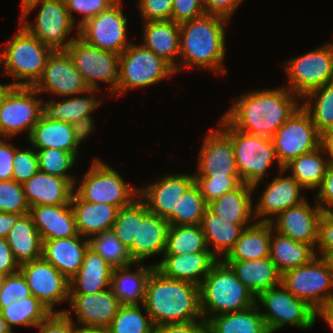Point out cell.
Returning a JSON list of instances; mask_svg holds the SVG:
<instances>
[{
	"mask_svg": "<svg viewBox=\"0 0 333 333\" xmlns=\"http://www.w3.org/2000/svg\"><path fill=\"white\" fill-rule=\"evenodd\" d=\"M301 98L285 85L252 90L234 99L223 117L249 134L272 138L281 125L301 106Z\"/></svg>",
	"mask_w": 333,
	"mask_h": 333,
	"instance_id": "6da1fadb",
	"label": "cell"
},
{
	"mask_svg": "<svg viewBox=\"0 0 333 333\" xmlns=\"http://www.w3.org/2000/svg\"><path fill=\"white\" fill-rule=\"evenodd\" d=\"M229 22V19L222 16L205 13L179 24L180 54L175 73L197 67L205 71L208 69L217 75H225V27Z\"/></svg>",
	"mask_w": 333,
	"mask_h": 333,
	"instance_id": "7a4b0ae2",
	"label": "cell"
},
{
	"mask_svg": "<svg viewBox=\"0 0 333 333\" xmlns=\"http://www.w3.org/2000/svg\"><path fill=\"white\" fill-rule=\"evenodd\" d=\"M143 305L155 327L204 321L199 286L167 278L156 268L148 278Z\"/></svg>",
	"mask_w": 333,
	"mask_h": 333,
	"instance_id": "3957f363",
	"label": "cell"
},
{
	"mask_svg": "<svg viewBox=\"0 0 333 333\" xmlns=\"http://www.w3.org/2000/svg\"><path fill=\"white\" fill-rule=\"evenodd\" d=\"M200 310L203 320L238 312L256 304L254 294L236 277L224 260H218L199 285Z\"/></svg>",
	"mask_w": 333,
	"mask_h": 333,
	"instance_id": "277c9868",
	"label": "cell"
},
{
	"mask_svg": "<svg viewBox=\"0 0 333 333\" xmlns=\"http://www.w3.org/2000/svg\"><path fill=\"white\" fill-rule=\"evenodd\" d=\"M52 51L19 24V30L0 49L3 75L12 76V86L33 87L42 76Z\"/></svg>",
	"mask_w": 333,
	"mask_h": 333,
	"instance_id": "5b68a950",
	"label": "cell"
},
{
	"mask_svg": "<svg viewBox=\"0 0 333 333\" xmlns=\"http://www.w3.org/2000/svg\"><path fill=\"white\" fill-rule=\"evenodd\" d=\"M218 124L232 137L238 173L243 183L252 185L253 191L269 175L268 171L273 163H276L278 172L284 169L277 158L272 138L235 129L223 116Z\"/></svg>",
	"mask_w": 333,
	"mask_h": 333,
	"instance_id": "8992f818",
	"label": "cell"
},
{
	"mask_svg": "<svg viewBox=\"0 0 333 333\" xmlns=\"http://www.w3.org/2000/svg\"><path fill=\"white\" fill-rule=\"evenodd\" d=\"M74 192L84 201L111 204L119 209L139 197V187L127 184L114 168L95 157Z\"/></svg>",
	"mask_w": 333,
	"mask_h": 333,
	"instance_id": "52a82bcc",
	"label": "cell"
},
{
	"mask_svg": "<svg viewBox=\"0 0 333 333\" xmlns=\"http://www.w3.org/2000/svg\"><path fill=\"white\" fill-rule=\"evenodd\" d=\"M175 73L174 68L142 44L131 43L119 57L116 96L157 84Z\"/></svg>",
	"mask_w": 333,
	"mask_h": 333,
	"instance_id": "ba28073f",
	"label": "cell"
},
{
	"mask_svg": "<svg viewBox=\"0 0 333 333\" xmlns=\"http://www.w3.org/2000/svg\"><path fill=\"white\" fill-rule=\"evenodd\" d=\"M256 305L269 333H276L287 325L306 331L316 324L315 309L291 294L281 283L261 292L256 297Z\"/></svg>",
	"mask_w": 333,
	"mask_h": 333,
	"instance_id": "9c48e42d",
	"label": "cell"
},
{
	"mask_svg": "<svg viewBox=\"0 0 333 333\" xmlns=\"http://www.w3.org/2000/svg\"><path fill=\"white\" fill-rule=\"evenodd\" d=\"M281 284L316 310L333 302V260L315 256L308 264L283 273Z\"/></svg>",
	"mask_w": 333,
	"mask_h": 333,
	"instance_id": "30bf717a",
	"label": "cell"
},
{
	"mask_svg": "<svg viewBox=\"0 0 333 333\" xmlns=\"http://www.w3.org/2000/svg\"><path fill=\"white\" fill-rule=\"evenodd\" d=\"M38 6L36 20L32 23L27 17ZM19 24L53 50H66L79 36V27L71 19L65 0H43L35 4L20 16ZM73 29H76L77 36L70 38L68 35Z\"/></svg>",
	"mask_w": 333,
	"mask_h": 333,
	"instance_id": "8fae6325",
	"label": "cell"
},
{
	"mask_svg": "<svg viewBox=\"0 0 333 333\" xmlns=\"http://www.w3.org/2000/svg\"><path fill=\"white\" fill-rule=\"evenodd\" d=\"M66 51L90 89H100L101 91L99 85L102 82L109 86L106 94H110V97L116 96L119 80V54L92 46L79 36L74 39Z\"/></svg>",
	"mask_w": 333,
	"mask_h": 333,
	"instance_id": "7c38bea8",
	"label": "cell"
},
{
	"mask_svg": "<svg viewBox=\"0 0 333 333\" xmlns=\"http://www.w3.org/2000/svg\"><path fill=\"white\" fill-rule=\"evenodd\" d=\"M291 92L301 99L310 91L333 81V54L326 43L283 63Z\"/></svg>",
	"mask_w": 333,
	"mask_h": 333,
	"instance_id": "4fadbf2b",
	"label": "cell"
},
{
	"mask_svg": "<svg viewBox=\"0 0 333 333\" xmlns=\"http://www.w3.org/2000/svg\"><path fill=\"white\" fill-rule=\"evenodd\" d=\"M39 95L34 87H11L0 104V137L11 139L25 131L29 137L42 115Z\"/></svg>",
	"mask_w": 333,
	"mask_h": 333,
	"instance_id": "5bb4252c",
	"label": "cell"
},
{
	"mask_svg": "<svg viewBox=\"0 0 333 333\" xmlns=\"http://www.w3.org/2000/svg\"><path fill=\"white\" fill-rule=\"evenodd\" d=\"M272 141L284 168L296 157L317 149L324 137L317 131L309 113L300 106L276 131Z\"/></svg>",
	"mask_w": 333,
	"mask_h": 333,
	"instance_id": "9a60e30c",
	"label": "cell"
},
{
	"mask_svg": "<svg viewBox=\"0 0 333 333\" xmlns=\"http://www.w3.org/2000/svg\"><path fill=\"white\" fill-rule=\"evenodd\" d=\"M122 0L87 20L79 27V37L101 50L121 54L132 42H128V19L122 10Z\"/></svg>",
	"mask_w": 333,
	"mask_h": 333,
	"instance_id": "2e32d148",
	"label": "cell"
},
{
	"mask_svg": "<svg viewBox=\"0 0 333 333\" xmlns=\"http://www.w3.org/2000/svg\"><path fill=\"white\" fill-rule=\"evenodd\" d=\"M19 271L23 274L31 294L51 313H59L54 307L65 300L69 301V280L42 257L20 265Z\"/></svg>",
	"mask_w": 333,
	"mask_h": 333,
	"instance_id": "e0dca14e",
	"label": "cell"
},
{
	"mask_svg": "<svg viewBox=\"0 0 333 333\" xmlns=\"http://www.w3.org/2000/svg\"><path fill=\"white\" fill-rule=\"evenodd\" d=\"M33 87L40 95L48 92L59 99L82 94L90 89L66 50L52 51L42 76Z\"/></svg>",
	"mask_w": 333,
	"mask_h": 333,
	"instance_id": "ac0fdd59",
	"label": "cell"
},
{
	"mask_svg": "<svg viewBox=\"0 0 333 333\" xmlns=\"http://www.w3.org/2000/svg\"><path fill=\"white\" fill-rule=\"evenodd\" d=\"M207 132L198 153L194 176H240L236 167L232 137L220 125Z\"/></svg>",
	"mask_w": 333,
	"mask_h": 333,
	"instance_id": "d6986e66",
	"label": "cell"
},
{
	"mask_svg": "<svg viewBox=\"0 0 333 333\" xmlns=\"http://www.w3.org/2000/svg\"><path fill=\"white\" fill-rule=\"evenodd\" d=\"M68 303L69 310L60 309L59 313H65L71 319L75 315L76 326L105 328L109 327L121 306L111 288L97 293L69 294Z\"/></svg>",
	"mask_w": 333,
	"mask_h": 333,
	"instance_id": "ffe728a7",
	"label": "cell"
},
{
	"mask_svg": "<svg viewBox=\"0 0 333 333\" xmlns=\"http://www.w3.org/2000/svg\"><path fill=\"white\" fill-rule=\"evenodd\" d=\"M286 171H279L280 176L265 182L266 188L254 205L256 222H270L280 212L300 205L307 198L301 192L305 190L290 174L283 176ZM260 218V219H259Z\"/></svg>",
	"mask_w": 333,
	"mask_h": 333,
	"instance_id": "44dd1931",
	"label": "cell"
},
{
	"mask_svg": "<svg viewBox=\"0 0 333 333\" xmlns=\"http://www.w3.org/2000/svg\"><path fill=\"white\" fill-rule=\"evenodd\" d=\"M194 183V174H165L153 183L139 187V197L148 210L169 220L177 210L180 197Z\"/></svg>",
	"mask_w": 333,
	"mask_h": 333,
	"instance_id": "7402d4cb",
	"label": "cell"
},
{
	"mask_svg": "<svg viewBox=\"0 0 333 333\" xmlns=\"http://www.w3.org/2000/svg\"><path fill=\"white\" fill-rule=\"evenodd\" d=\"M169 228L168 220L150 212L146 203L138 197L137 240L128 249L133 262H144L154 255L163 257Z\"/></svg>",
	"mask_w": 333,
	"mask_h": 333,
	"instance_id": "603a6c76",
	"label": "cell"
},
{
	"mask_svg": "<svg viewBox=\"0 0 333 333\" xmlns=\"http://www.w3.org/2000/svg\"><path fill=\"white\" fill-rule=\"evenodd\" d=\"M323 210L315 203L311 206L307 199L300 205L280 212L270 223L278 233L316 248L318 223ZM275 219V220H274Z\"/></svg>",
	"mask_w": 333,
	"mask_h": 333,
	"instance_id": "cb8c5ba5",
	"label": "cell"
},
{
	"mask_svg": "<svg viewBox=\"0 0 333 333\" xmlns=\"http://www.w3.org/2000/svg\"><path fill=\"white\" fill-rule=\"evenodd\" d=\"M219 259L211 251L184 255L163 254L158 263H152L165 277L200 285Z\"/></svg>",
	"mask_w": 333,
	"mask_h": 333,
	"instance_id": "d4e9b609",
	"label": "cell"
},
{
	"mask_svg": "<svg viewBox=\"0 0 333 333\" xmlns=\"http://www.w3.org/2000/svg\"><path fill=\"white\" fill-rule=\"evenodd\" d=\"M89 247V239L81 235L43 240L42 258L70 280L81 268Z\"/></svg>",
	"mask_w": 333,
	"mask_h": 333,
	"instance_id": "484cf974",
	"label": "cell"
},
{
	"mask_svg": "<svg viewBox=\"0 0 333 333\" xmlns=\"http://www.w3.org/2000/svg\"><path fill=\"white\" fill-rule=\"evenodd\" d=\"M29 214L42 240L79 235L71 204L33 206Z\"/></svg>",
	"mask_w": 333,
	"mask_h": 333,
	"instance_id": "4316f807",
	"label": "cell"
},
{
	"mask_svg": "<svg viewBox=\"0 0 333 333\" xmlns=\"http://www.w3.org/2000/svg\"><path fill=\"white\" fill-rule=\"evenodd\" d=\"M70 204L79 235L88 239L112 230L119 211L118 207L111 204L84 201L75 192L72 194Z\"/></svg>",
	"mask_w": 333,
	"mask_h": 333,
	"instance_id": "83f0119b",
	"label": "cell"
},
{
	"mask_svg": "<svg viewBox=\"0 0 333 333\" xmlns=\"http://www.w3.org/2000/svg\"><path fill=\"white\" fill-rule=\"evenodd\" d=\"M22 185L29 207L70 204L74 192L67 179L40 170Z\"/></svg>",
	"mask_w": 333,
	"mask_h": 333,
	"instance_id": "f1b7e54d",
	"label": "cell"
},
{
	"mask_svg": "<svg viewBox=\"0 0 333 333\" xmlns=\"http://www.w3.org/2000/svg\"><path fill=\"white\" fill-rule=\"evenodd\" d=\"M134 265L135 271L130 269ZM155 268L153 264L145 266L144 262L113 268L111 289L121 305H143L147 281Z\"/></svg>",
	"mask_w": 333,
	"mask_h": 333,
	"instance_id": "f546056e",
	"label": "cell"
},
{
	"mask_svg": "<svg viewBox=\"0 0 333 333\" xmlns=\"http://www.w3.org/2000/svg\"><path fill=\"white\" fill-rule=\"evenodd\" d=\"M142 45L174 69L179 64L180 29L172 20L143 22Z\"/></svg>",
	"mask_w": 333,
	"mask_h": 333,
	"instance_id": "4dcf8cb0",
	"label": "cell"
},
{
	"mask_svg": "<svg viewBox=\"0 0 333 333\" xmlns=\"http://www.w3.org/2000/svg\"><path fill=\"white\" fill-rule=\"evenodd\" d=\"M113 267L90 247L79 271L69 280V294H90L111 288Z\"/></svg>",
	"mask_w": 333,
	"mask_h": 333,
	"instance_id": "1f68e13d",
	"label": "cell"
},
{
	"mask_svg": "<svg viewBox=\"0 0 333 333\" xmlns=\"http://www.w3.org/2000/svg\"><path fill=\"white\" fill-rule=\"evenodd\" d=\"M100 90L88 89L86 92L70 97L65 100H47L42 99V116L48 120L64 121L73 124L82 117L92 116V113L100 108L102 99H98L96 92ZM83 95V96H81ZM78 96V97H77Z\"/></svg>",
	"mask_w": 333,
	"mask_h": 333,
	"instance_id": "d6a6232c",
	"label": "cell"
},
{
	"mask_svg": "<svg viewBox=\"0 0 333 333\" xmlns=\"http://www.w3.org/2000/svg\"><path fill=\"white\" fill-rule=\"evenodd\" d=\"M27 141L36 151L53 148L73 153L77 158L79 157L80 146L74 138L72 125L64 121L48 120L41 115Z\"/></svg>",
	"mask_w": 333,
	"mask_h": 333,
	"instance_id": "836d02e7",
	"label": "cell"
},
{
	"mask_svg": "<svg viewBox=\"0 0 333 333\" xmlns=\"http://www.w3.org/2000/svg\"><path fill=\"white\" fill-rule=\"evenodd\" d=\"M236 277L257 297L281 283V274L270 257L246 261H225Z\"/></svg>",
	"mask_w": 333,
	"mask_h": 333,
	"instance_id": "e575fe53",
	"label": "cell"
},
{
	"mask_svg": "<svg viewBox=\"0 0 333 333\" xmlns=\"http://www.w3.org/2000/svg\"><path fill=\"white\" fill-rule=\"evenodd\" d=\"M253 187L242 183L233 191L223 194L208 207L230 224H254ZM252 219L253 222H252ZM252 222V223H251Z\"/></svg>",
	"mask_w": 333,
	"mask_h": 333,
	"instance_id": "d590c367",
	"label": "cell"
},
{
	"mask_svg": "<svg viewBox=\"0 0 333 333\" xmlns=\"http://www.w3.org/2000/svg\"><path fill=\"white\" fill-rule=\"evenodd\" d=\"M252 224H230L207 207L201 222L208 249L223 260L235 246L242 231ZM211 246V247H210ZM222 256V257H221Z\"/></svg>",
	"mask_w": 333,
	"mask_h": 333,
	"instance_id": "8d00e7d4",
	"label": "cell"
},
{
	"mask_svg": "<svg viewBox=\"0 0 333 333\" xmlns=\"http://www.w3.org/2000/svg\"><path fill=\"white\" fill-rule=\"evenodd\" d=\"M330 164L329 152L323 142L317 149L293 159L284 170L289 171L305 190L315 191L320 187Z\"/></svg>",
	"mask_w": 333,
	"mask_h": 333,
	"instance_id": "74e56055",
	"label": "cell"
},
{
	"mask_svg": "<svg viewBox=\"0 0 333 333\" xmlns=\"http://www.w3.org/2000/svg\"><path fill=\"white\" fill-rule=\"evenodd\" d=\"M315 256V249L311 245L284 236L272 226L269 257L281 275L288 270L308 264Z\"/></svg>",
	"mask_w": 333,
	"mask_h": 333,
	"instance_id": "f35d334b",
	"label": "cell"
},
{
	"mask_svg": "<svg viewBox=\"0 0 333 333\" xmlns=\"http://www.w3.org/2000/svg\"><path fill=\"white\" fill-rule=\"evenodd\" d=\"M6 241L19 265L42 257L43 240L29 213L12 226Z\"/></svg>",
	"mask_w": 333,
	"mask_h": 333,
	"instance_id": "ab89813d",
	"label": "cell"
},
{
	"mask_svg": "<svg viewBox=\"0 0 333 333\" xmlns=\"http://www.w3.org/2000/svg\"><path fill=\"white\" fill-rule=\"evenodd\" d=\"M270 222H256L245 228L224 261H246L269 257Z\"/></svg>",
	"mask_w": 333,
	"mask_h": 333,
	"instance_id": "60d3db41",
	"label": "cell"
},
{
	"mask_svg": "<svg viewBox=\"0 0 333 333\" xmlns=\"http://www.w3.org/2000/svg\"><path fill=\"white\" fill-rule=\"evenodd\" d=\"M206 323L208 333H269L256 304L238 312L210 317Z\"/></svg>",
	"mask_w": 333,
	"mask_h": 333,
	"instance_id": "b9f144b4",
	"label": "cell"
},
{
	"mask_svg": "<svg viewBox=\"0 0 333 333\" xmlns=\"http://www.w3.org/2000/svg\"><path fill=\"white\" fill-rule=\"evenodd\" d=\"M301 102L323 137L333 132V81L310 91Z\"/></svg>",
	"mask_w": 333,
	"mask_h": 333,
	"instance_id": "7bdbcfd3",
	"label": "cell"
},
{
	"mask_svg": "<svg viewBox=\"0 0 333 333\" xmlns=\"http://www.w3.org/2000/svg\"><path fill=\"white\" fill-rule=\"evenodd\" d=\"M2 317L13 331L15 326L33 327L46 319L51 312L33 295L12 301L0 310Z\"/></svg>",
	"mask_w": 333,
	"mask_h": 333,
	"instance_id": "ee69618b",
	"label": "cell"
},
{
	"mask_svg": "<svg viewBox=\"0 0 333 333\" xmlns=\"http://www.w3.org/2000/svg\"><path fill=\"white\" fill-rule=\"evenodd\" d=\"M208 249L201 225H170L164 254L184 255Z\"/></svg>",
	"mask_w": 333,
	"mask_h": 333,
	"instance_id": "f6af8a7d",
	"label": "cell"
},
{
	"mask_svg": "<svg viewBox=\"0 0 333 333\" xmlns=\"http://www.w3.org/2000/svg\"><path fill=\"white\" fill-rule=\"evenodd\" d=\"M140 307L144 308L146 315ZM108 328L111 333H154L155 331L144 305H121Z\"/></svg>",
	"mask_w": 333,
	"mask_h": 333,
	"instance_id": "bcb514c9",
	"label": "cell"
},
{
	"mask_svg": "<svg viewBox=\"0 0 333 333\" xmlns=\"http://www.w3.org/2000/svg\"><path fill=\"white\" fill-rule=\"evenodd\" d=\"M207 207L198 186L193 183L180 197L177 210L168 222L170 225H201Z\"/></svg>",
	"mask_w": 333,
	"mask_h": 333,
	"instance_id": "7dc6e473",
	"label": "cell"
},
{
	"mask_svg": "<svg viewBox=\"0 0 333 333\" xmlns=\"http://www.w3.org/2000/svg\"><path fill=\"white\" fill-rule=\"evenodd\" d=\"M89 244L90 248L100 254L113 268L134 263L128 248L122 244L112 230L91 236Z\"/></svg>",
	"mask_w": 333,
	"mask_h": 333,
	"instance_id": "c3c4849f",
	"label": "cell"
},
{
	"mask_svg": "<svg viewBox=\"0 0 333 333\" xmlns=\"http://www.w3.org/2000/svg\"><path fill=\"white\" fill-rule=\"evenodd\" d=\"M37 152L39 170L47 174L67 179L73 186L78 178L69 174L77 162V157L73 153L60 149L45 148Z\"/></svg>",
	"mask_w": 333,
	"mask_h": 333,
	"instance_id": "681fc988",
	"label": "cell"
},
{
	"mask_svg": "<svg viewBox=\"0 0 333 333\" xmlns=\"http://www.w3.org/2000/svg\"><path fill=\"white\" fill-rule=\"evenodd\" d=\"M112 231L128 249L137 240L138 231V198L130 205L119 209Z\"/></svg>",
	"mask_w": 333,
	"mask_h": 333,
	"instance_id": "f907efd6",
	"label": "cell"
},
{
	"mask_svg": "<svg viewBox=\"0 0 333 333\" xmlns=\"http://www.w3.org/2000/svg\"><path fill=\"white\" fill-rule=\"evenodd\" d=\"M194 183L198 186L206 203L209 204L223 194L238 188L243 181L240 176H194Z\"/></svg>",
	"mask_w": 333,
	"mask_h": 333,
	"instance_id": "816d5d0a",
	"label": "cell"
},
{
	"mask_svg": "<svg viewBox=\"0 0 333 333\" xmlns=\"http://www.w3.org/2000/svg\"><path fill=\"white\" fill-rule=\"evenodd\" d=\"M23 185L14 180L0 181V212L29 213Z\"/></svg>",
	"mask_w": 333,
	"mask_h": 333,
	"instance_id": "f5cc1de1",
	"label": "cell"
},
{
	"mask_svg": "<svg viewBox=\"0 0 333 333\" xmlns=\"http://www.w3.org/2000/svg\"><path fill=\"white\" fill-rule=\"evenodd\" d=\"M13 160L12 180L19 184H24L39 171L38 156L34 148H18Z\"/></svg>",
	"mask_w": 333,
	"mask_h": 333,
	"instance_id": "db71d44e",
	"label": "cell"
},
{
	"mask_svg": "<svg viewBox=\"0 0 333 333\" xmlns=\"http://www.w3.org/2000/svg\"><path fill=\"white\" fill-rule=\"evenodd\" d=\"M30 288L23 274L18 271L4 277L0 288V310L9 305L12 301L31 296Z\"/></svg>",
	"mask_w": 333,
	"mask_h": 333,
	"instance_id": "11a10c76",
	"label": "cell"
},
{
	"mask_svg": "<svg viewBox=\"0 0 333 333\" xmlns=\"http://www.w3.org/2000/svg\"><path fill=\"white\" fill-rule=\"evenodd\" d=\"M117 1L118 0H65L68 12L73 21L77 20L74 19V12L82 15L76 22L78 27L83 25L87 20L97 16L102 11L107 10Z\"/></svg>",
	"mask_w": 333,
	"mask_h": 333,
	"instance_id": "9f6ffc18",
	"label": "cell"
},
{
	"mask_svg": "<svg viewBox=\"0 0 333 333\" xmlns=\"http://www.w3.org/2000/svg\"><path fill=\"white\" fill-rule=\"evenodd\" d=\"M315 253L316 256L333 260V211H323L321 214Z\"/></svg>",
	"mask_w": 333,
	"mask_h": 333,
	"instance_id": "6f0895ef",
	"label": "cell"
},
{
	"mask_svg": "<svg viewBox=\"0 0 333 333\" xmlns=\"http://www.w3.org/2000/svg\"><path fill=\"white\" fill-rule=\"evenodd\" d=\"M137 6L144 22L171 20L173 0H138Z\"/></svg>",
	"mask_w": 333,
	"mask_h": 333,
	"instance_id": "680465c9",
	"label": "cell"
},
{
	"mask_svg": "<svg viewBox=\"0 0 333 333\" xmlns=\"http://www.w3.org/2000/svg\"><path fill=\"white\" fill-rule=\"evenodd\" d=\"M205 13L203 0H173L171 20L181 24Z\"/></svg>",
	"mask_w": 333,
	"mask_h": 333,
	"instance_id": "91938a15",
	"label": "cell"
},
{
	"mask_svg": "<svg viewBox=\"0 0 333 333\" xmlns=\"http://www.w3.org/2000/svg\"><path fill=\"white\" fill-rule=\"evenodd\" d=\"M36 328L38 333H76V324L65 313H51Z\"/></svg>",
	"mask_w": 333,
	"mask_h": 333,
	"instance_id": "94428289",
	"label": "cell"
},
{
	"mask_svg": "<svg viewBox=\"0 0 333 333\" xmlns=\"http://www.w3.org/2000/svg\"><path fill=\"white\" fill-rule=\"evenodd\" d=\"M315 202L323 211H333V164H330L320 187L317 189Z\"/></svg>",
	"mask_w": 333,
	"mask_h": 333,
	"instance_id": "6125c7cd",
	"label": "cell"
},
{
	"mask_svg": "<svg viewBox=\"0 0 333 333\" xmlns=\"http://www.w3.org/2000/svg\"><path fill=\"white\" fill-rule=\"evenodd\" d=\"M18 149L6 141L5 137H0V181L12 180L13 178V159L15 151Z\"/></svg>",
	"mask_w": 333,
	"mask_h": 333,
	"instance_id": "be15d7a7",
	"label": "cell"
},
{
	"mask_svg": "<svg viewBox=\"0 0 333 333\" xmlns=\"http://www.w3.org/2000/svg\"><path fill=\"white\" fill-rule=\"evenodd\" d=\"M243 0H203L205 12L211 15H218L231 20Z\"/></svg>",
	"mask_w": 333,
	"mask_h": 333,
	"instance_id": "e7e4bbea",
	"label": "cell"
},
{
	"mask_svg": "<svg viewBox=\"0 0 333 333\" xmlns=\"http://www.w3.org/2000/svg\"><path fill=\"white\" fill-rule=\"evenodd\" d=\"M154 333H208V328L205 321H192L157 326Z\"/></svg>",
	"mask_w": 333,
	"mask_h": 333,
	"instance_id": "03108f58",
	"label": "cell"
},
{
	"mask_svg": "<svg viewBox=\"0 0 333 333\" xmlns=\"http://www.w3.org/2000/svg\"><path fill=\"white\" fill-rule=\"evenodd\" d=\"M20 265L14 259L6 238L0 237V274L3 276L18 272Z\"/></svg>",
	"mask_w": 333,
	"mask_h": 333,
	"instance_id": "003e7915",
	"label": "cell"
},
{
	"mask_svg": "<svg viewBox=\"0 0 333 333\" xmlns=\"http://www.w3.org/2000/svg\"><path fill=\"white\" fill-rule=\"evenodd\" d=\"M71 125L74 138L79 146H81L80 144L86 141V138H88L93 133L92 131H94V127L96 126L93 116L82 117Z\"/></svg>",
	"mask_w": 333,
	"mask_h": 333,
	"instance_id": "a7ac6f4b",
	"label": "cell"
},
{
	"mask_svg": "<svg viewBox=\"0 0 333 333\" xmlns=\"http://www.w3.org/2000/svg\"><path fill=\"white\" fill-rule=\"evenodd\" d=\"M25 214L28 213L0 212V237L6 238L12 226Z\"/></svg>",
	"mask_w": 333,
	"mask_h": 333,
	"instance_id": "89a4df30",
	"label": "cell"
},
{
	"mask_svg": "<svg viewBox=\"0 0 333 333\" xmlns=\"http://www.w3.org/2000/svg\"><path fill=\"white\" fill-rule=\"evenodd\" d=\"M322 318L333 332V302H329L315 310V321Z\"/></svg>",
	"mask_w": 333,
	"mask_h": 333,
	"instance_id": "2644e50d",
	"label": "cell"
},
{
	"mask_svg": "<svg viewBox=\"0 0 333 333\" xmlns=\"http://www.w3.org/2000/svg\"><path fill=\"white\" fill-rule=\"evenodd\" d=\"M76 333H111L109 328L93 326H77Z\"/></svg>",
	"mask_w": 333,
	"mask_h": 333,
	"instance_id": "8c879c8a",
	"label": "cell"
},
{
	"mask_svg": "<svg viewBox=\"0 0 333 333\" xmlns=\"http://www.w3.org/2000/svg\"><path fill=\"white\" fill-rule=\"evenodd\" d=\"M324 144L326 145L328 152H329V156H330V162L331 164H333V132L327 134L324 137Z\"/></svg>",
	"mask_w": 333,
	"mask_h": 333,
	"instance_id": "753ad0ef",
	"label": "cell"
},
{
	"mask_svg": "<svg viewBox=\"0 0 333 333\" xmlns=\"http://www.w3.org/2000/svg\"><path fill=\"white\" fill-rule=\"evenodd\" d=\"M43 0H21V15L22 16L29 8Z\"/></svg>",
	"mask_w": 333,
	"mask_h": 333,
	"instance_id": "34e18365",
	"label": "cell"
},
{
	"mask_svg": "<svg viewBox=\"0 0 333 333\" xmlns=\"http://www.w3.org/2000/svg\"><path fill=\"white\" fill-rule=\"evenodd\" d=\"M0 333H15L12 332V330L9 328L7 322L2 317L1 312H0Z\"/></svg>",
	"mask_w": 333,
	"mask_h": 333,
	"instance_id": "11e5206c",
	"label": "cell"
},
{
	"mask_svg": "<svg viewBox=\"0 0 333 333\" xmlns=\"http://www.w3.org/2000/svg\"><path fill=\"white\" fill-rule=\"evenodd\" d=\"M12 84L8 83V84H0V104L4 98V96L6 95V93L11 89Z\"/></svg>",
	"mask_w": 333,
	"mask_h": 333,
	"instance_id": "2a66077c",
	"label": "cell"
},
{
	"mask_svg": "<svg viewBox=\"0 0 333 333\" xmlns=\"http://www.w3.org/2000/svg\"><path fill=\"white\" fill-rule=\"evenodd\" d=\"M327 44H328V46L330 47V50H331V52H332V54H333V43L329 42V43H327Z\"/></svg>",
	"mask_w": 333,
	"mask_h": 333,
	"instance_id": "b9fcfbb0",
	"label": "cell"
},
{
	"mask_svg": "<svg viewBox=\"0 0 333 333\" xmlns=\"http://www.w3.org/2000/svg\"><path fill=\"white\" fill-rule=\"evenodd\" d=\"M5 276H3L2 274H0V288L2 286V282H3V279H4Z\"/></svg>",
	"mask_w": 333,
	"mask_h": 333,
	"instance_id": "09005b40",
	"label": "cell"
}]
</instances>
